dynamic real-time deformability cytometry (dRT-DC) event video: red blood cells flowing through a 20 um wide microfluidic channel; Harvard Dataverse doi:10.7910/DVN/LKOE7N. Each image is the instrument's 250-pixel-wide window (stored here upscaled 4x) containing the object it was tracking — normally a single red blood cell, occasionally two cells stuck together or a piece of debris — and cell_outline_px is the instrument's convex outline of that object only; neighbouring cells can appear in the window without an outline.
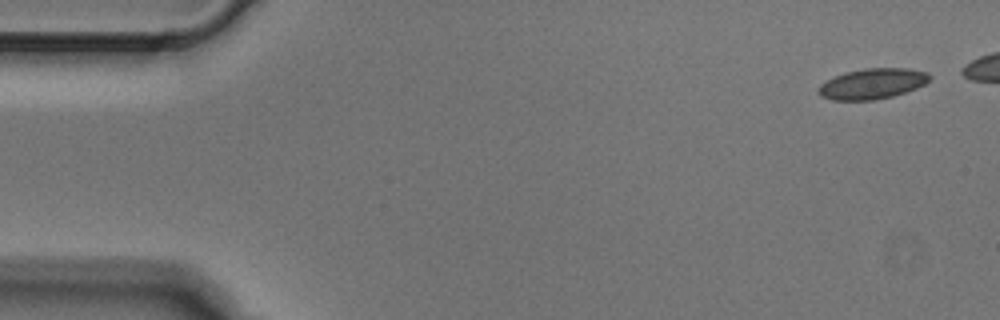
{"species": "Egyptian fruit bat (a non-hibernating species)", "species_latin": "Rousettus aegyptiacus", "temperature_condition": "cold", "stored_images_in_passage": 5, "camera_frame_rate_fps": 3000, "um_per_image_px": 0.085, "animal": {"sex": "male"}, "frame": {"image": 1, "passage_image": 1, "time_ms": 0.0, "image_size_px": [1000, 320], "cell_outline_px": [[932, 76], [924, 84], [916, 88], [892, 96], [872, 100], [832, 100], [820, 96], [816, 92], [816, 88], [820, 84], [844, 72], [864, 68], [908, 68], [928, 72]], "centroid_in_image_um": [74.12, 7.11], "position_along_channel_um": 10.9, "area_um2": 19.83}}